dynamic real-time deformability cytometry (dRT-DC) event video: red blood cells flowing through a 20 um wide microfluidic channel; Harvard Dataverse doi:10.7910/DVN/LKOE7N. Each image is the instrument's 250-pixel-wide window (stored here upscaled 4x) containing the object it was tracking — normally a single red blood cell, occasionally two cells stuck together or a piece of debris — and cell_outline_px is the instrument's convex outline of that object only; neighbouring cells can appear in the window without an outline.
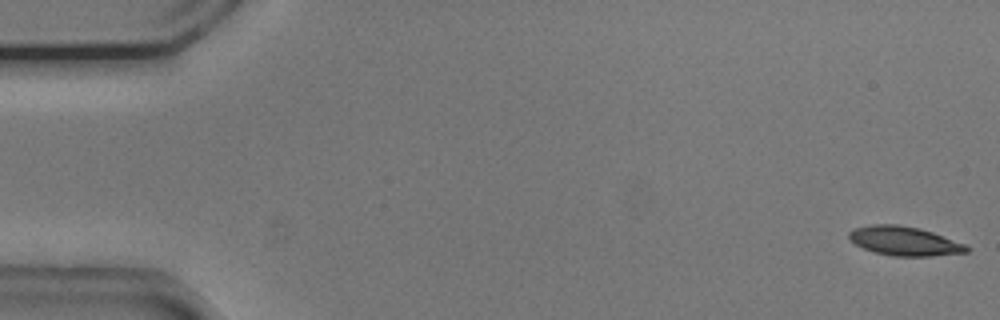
{"species": "common noctule bat (a hibernating species)", "species_latin": "Nyctalus noctula", "temperature_condition": "cold", "stored_images_in_passage": 54, "camera_frame_rate_fps": 3000, "um_per_image_px": 0.085, "animal": {"sex": "male", "body_mass_g": 20.5, "forearm_length_mm": 52.5}, "frame": {"image": 1, "passage_image": 1, "time_ms": 0.0, "image_size_px": [1000, 320], "cell_outline_px": [[972, 248], [968, 252], [932, 256], [892, 256], [876, 252], [864, 248], [856, 244], [848, 236], [848, 232], [852, 228], [872, 224], [900, 224], [920, 228], [968, 244]], "centroid_in_image_um": [76.92, 20.48], "position_along_channel_um": 8.1, "area_um2": 20.17}}
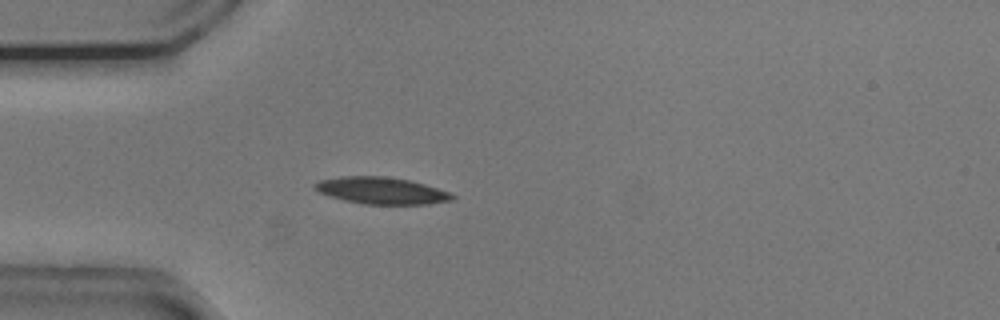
{"frame": {"image": 2, "passage_image": 15, "time_ms": 4.667, "image_size_px": [1000, 320], "cell_outline_px": [[456, 196], [452, 200], [428, 204], [364, 204], [344, 200], [320, 192], [312, 188], [312, 184], [320, 180], [344, 176], [384, 176], [408, 180], [424, 184], [452, 192]], "centroid_in_image_um": [32.44, 16.2], "position_along_channel_um": 52.6, "area_um2": 21.44}}
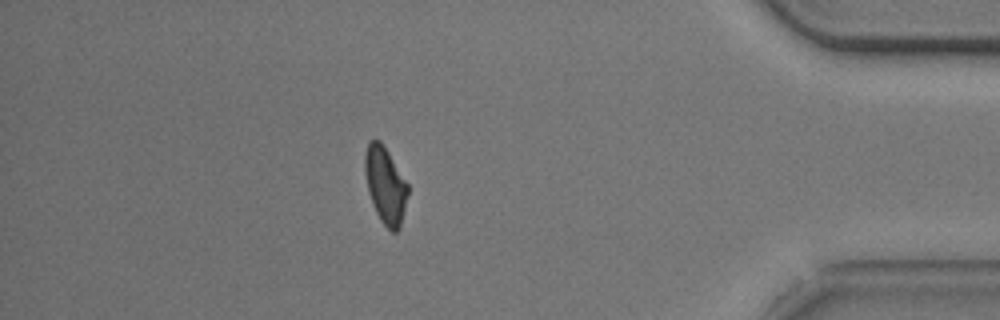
{"frame": {"image": 3, "passage_image": 47, "time_ms": 15.333, "image_size_px": [1000, 320], "cell_outline_px": [[408, 192], [400, 228], [396, 232], [392, 232], [380, 220], [372, 204], [368, 192], [364, 172], [364, 156], [368, 140], [380, 140], [388, 152], [408, 184]], "centroid_in_image_um": [32.73, 15.73], "position_along_channel_um": 402.5, "area_um2": 19.19}, "authors_computed_cell_mechanics": {"area_um2": 20.5768, "velocity_mm_per_s": 3.7433, "shape_relaxation_time_tau1_ms": 2.9591, "shape_relaxation_time_tau2_ms": 3.5251, "deformation_change_tau1": 0.1382, "deformation_change_tau2": 0.1075}}